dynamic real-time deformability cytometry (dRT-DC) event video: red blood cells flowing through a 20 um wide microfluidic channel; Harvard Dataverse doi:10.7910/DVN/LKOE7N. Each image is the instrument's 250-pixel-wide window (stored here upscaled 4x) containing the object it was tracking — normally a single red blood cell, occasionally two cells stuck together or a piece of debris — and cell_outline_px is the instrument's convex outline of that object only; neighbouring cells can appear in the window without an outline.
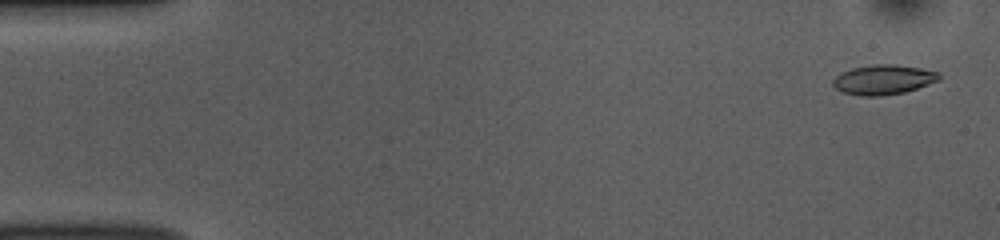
{"species": "common noctule bat (a hibernating species)", "species_latin": "Nyctalus noctula", "temperature_condition": "room temperature", "stored_images_in_passage": 53, "camera_frame_rate_fps": 3000, "um_per_image_px": 0.085, "animal": {"sex": "female", "body_mass_g": 10.0, "forearm_length_mm": 53.1}, "frame": {"image": 1, "passage_image": 2, "time_ms": 0.333, "image_size_px": [1000, 240], "cell_outline_px": [[940, 80], [904, 92], [880, 96], [860, 96], [844, 92], [836, 88], [832, 84], [832, 80], [836, 76], [852, 68], [872, 64], [896, 64], [920, 68], [940, 72]], "centroid_in_image_um": [75.1, 6.76], "position_along_channel_um": 9.9, "area_um2": 18.32}}
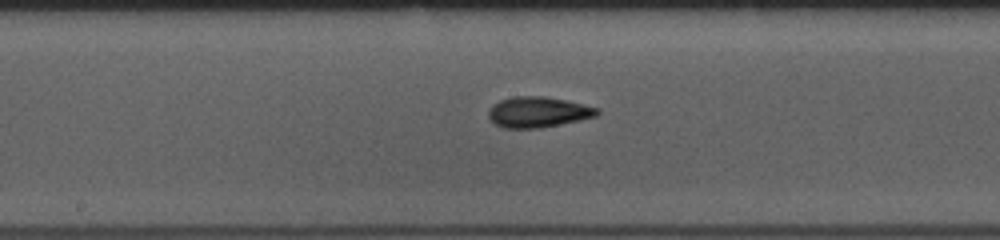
{"frame": {"image": 2, "passage_image": 27, "time_ms": 8.667, "image_size_px": [1000, 240], "cell_outline_px": [[600, 112], [596, 116], [580, 120], [540, 128], [504, 128], [496, 124], [488, 116], [488, 112], [500, 100], [512, 96], [544, 96], [564, 100], [600, 108]], "centroid_in_image_um": [45.76, 9.53], "position_along_channel_um": 202.4, "area_um2": 19.19}}
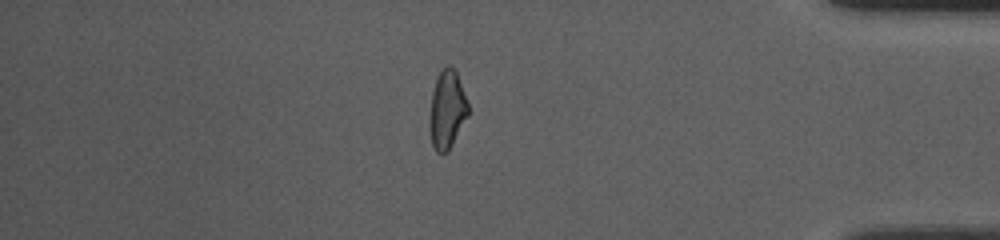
{"frame": {"image": 3, "passage_image": 45, "time_ms": 14.667, "image_size_px": [1000, 240], "cell_outline_px": [[468, 116], [448, 152], [436, 152], [432, 144], [428, 128], [428, 120], [432, 92], [436, 80], [440, 72], [448, 64], [456, 72], [468, 104]], "centroid_in_image_um": [37.97, 9.37], "position_along_channel_um": 397.2, "area_um2": 17.51}, "authors_computed_cell_mechanics": {"area_um2": 18.207, "velocity_mm_per_s": 3.7949, "shape_relaxation_time_tau1_ms": 4.788, "shape_relaxation_time_tau2_ms": 3.3965, "deformation_change_tau1": 0.1183, "deformation_change_tau2": 0.1041}}